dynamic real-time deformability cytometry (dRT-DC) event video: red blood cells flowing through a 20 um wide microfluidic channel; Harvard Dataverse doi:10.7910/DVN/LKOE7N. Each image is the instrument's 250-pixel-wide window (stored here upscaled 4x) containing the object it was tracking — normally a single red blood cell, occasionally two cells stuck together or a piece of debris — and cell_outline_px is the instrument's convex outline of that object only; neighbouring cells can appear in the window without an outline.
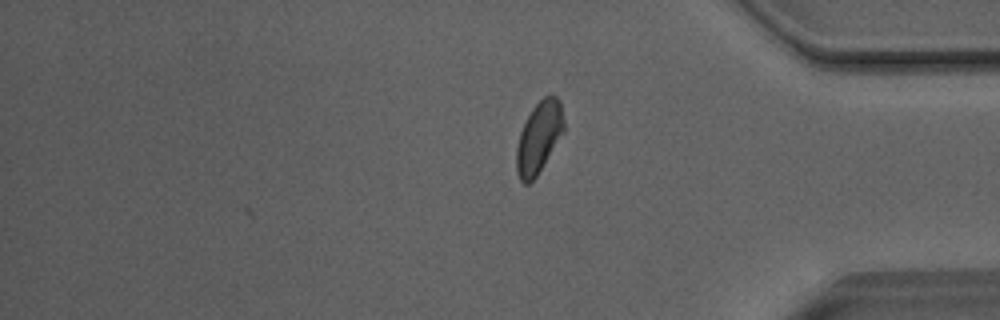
{"species": "Egyptian fruit bat (a non-hibernating species)", "species_latin": "Rousettus aegyptiacus", "temperature_condition": "room temperature", "stored_images_in_passage": 35, "camera_frame_rate_fps": 3000, "um_per_image_px": 0.085, "animal": {"sex": "male"}, "frame": {"image": 1, "passage_image": 35, "time_ms": 11.333, "image_size_px": [1000, 320], "cell_outline_px": [[564, 132], [536, 176], [528, 184], [524, 184], [520, 180], [516, 172], [516, 148], [520, 132], [532, 108], [548, 92], [556, 96], [560, 100], [564, 120]], "centroid_in_image_um": [45.81, 11.65], "position_along_channel_um": 389.4, "area_um2": 19.77}, "authors_computed_cell_mechanics": {"area_um2": 20.3456, "velocity_mm_per_s": 4.0309, "shape_relaxation_time_tau1_ms": 3.2356, "shape_relaxation_time_tau2_ms": 2.3727, "deformation_change_tau1": 0.0984, "deformation_change_tau2": 0.0619}}